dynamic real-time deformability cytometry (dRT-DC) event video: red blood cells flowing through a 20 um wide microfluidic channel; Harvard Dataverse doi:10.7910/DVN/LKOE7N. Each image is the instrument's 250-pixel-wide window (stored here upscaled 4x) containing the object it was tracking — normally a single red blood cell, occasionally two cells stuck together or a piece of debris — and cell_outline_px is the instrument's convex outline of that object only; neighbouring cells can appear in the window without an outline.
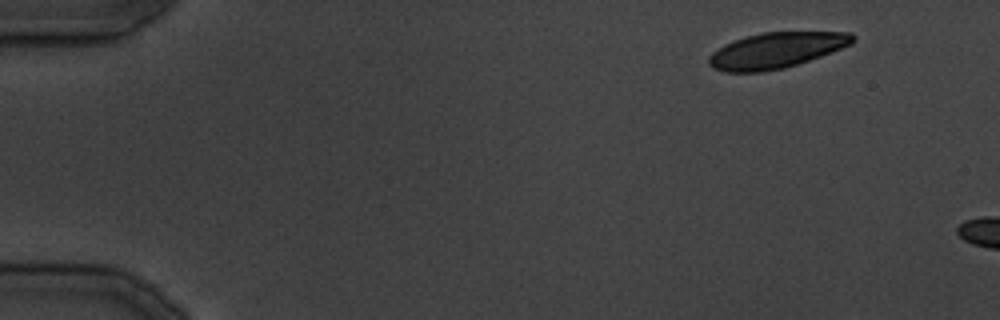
{"species": "common noctule bat (a hibernating species)", "species_latin": "Nyctalus noctula", "temperature_condition": "cold", "stored_images_in_passage": 3, "camera_frame_rate_fps": 3000, "um_per_image_px": 0.085, "animal": {"sex": "male", "body_mass_g": 19.5, "forearm_length_mm": 54.6}, "frame": {"image": 1, "passage_image": 1, "time_ms": 0.0, "image_size_px": [1000, 320], "cell_outline_px": [[856, 40], [852, 44], [820, 56], [784, 68], [760, 72], [724, 72], [712, 68], [708, 64], [708, 56], [712, 52], [724, 44], [748, 36], [764, 32], [852, 32], [856, 36]], "centroid_in_image_um": [65.97, 4.28], "position_along_channel_um": 19.0, "area_um2": 29.82}}